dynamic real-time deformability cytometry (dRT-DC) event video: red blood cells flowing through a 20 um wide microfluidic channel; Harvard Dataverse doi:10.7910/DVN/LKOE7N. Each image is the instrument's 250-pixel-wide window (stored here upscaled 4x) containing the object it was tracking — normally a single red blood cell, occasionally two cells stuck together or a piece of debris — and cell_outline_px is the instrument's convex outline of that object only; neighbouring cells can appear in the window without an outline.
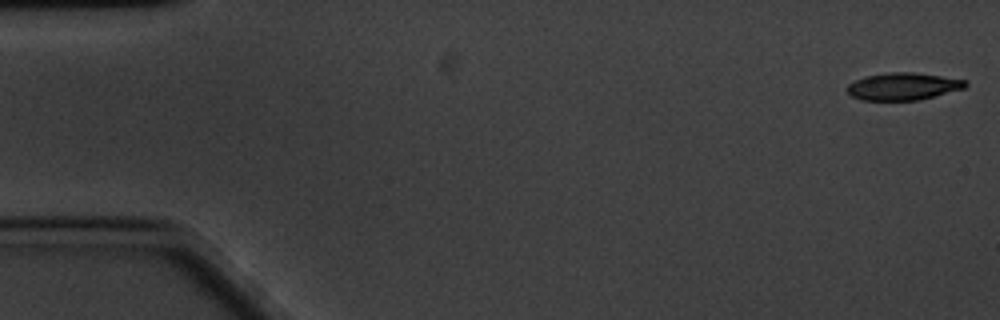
{"species": "common noctule bat (a hibernating species)", "species_latin": "Nyctalus noctula", "temperature_condition": "cold", "stored_images_in_passage": 60, "camera_frame_rate_fps": 3000, "um_per_image_px": 0.085, "animal": {"sex": "male", "body_mass_g": 20.1, "forearm_length_mm": 53.5}, "frame": {"image": 1, "passage_image": 1, "time_ms": 0.0, "image_size_px": [1000, 320], "cell_outline_px": [[968, 84], [964, 88], [916, 100], [860, 100], [852, 96], [844, 88], [848, 84], [864, 76], [888, 72], [912, 72], [940, 76], [964, 80]], "centroid_in_image_um": [76.68, 7.34], "position_along_channel_um": 8.3, "area_um2": 18.61}}
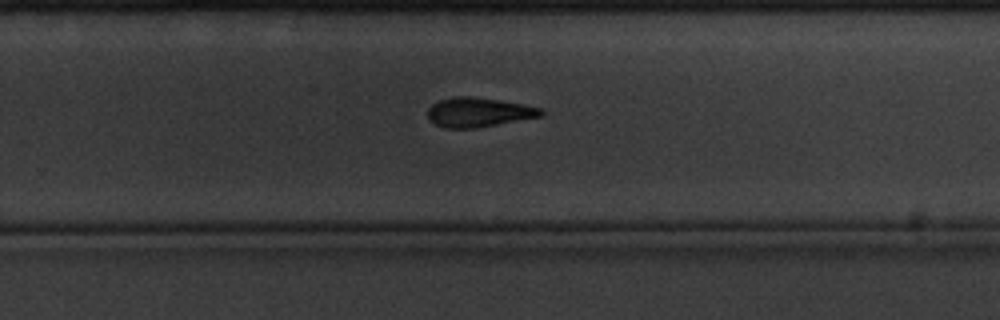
{"frame": {"image": 2, "passage_image": 38, "time_ms": 12.333, "image_size_px": [1000, 320], "cell_outline_px": [[544, 112], [540, 116], [496, 124], [472, 128], [444, 128], [428, 120], [428, 108], [432, 104], [440, 100], [452, 96], [468, 96], [524, 104], [540, 108]], "centroid_in_image_um": [40.61, 9.54], "position_along_channel_um": 289.2, "area_um2": 19.07}}
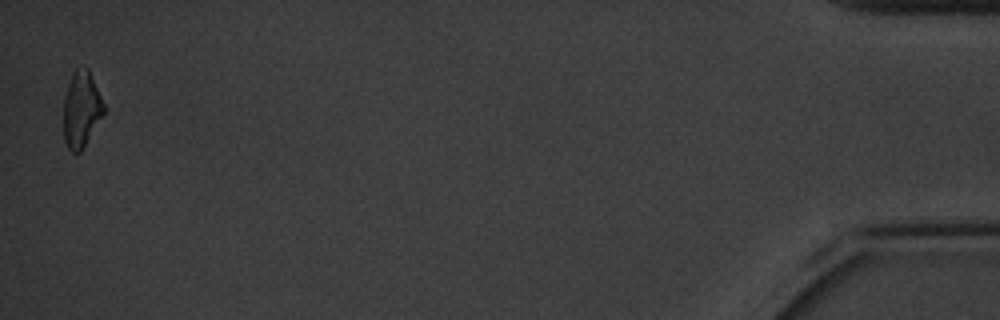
{"frame": {"image": 3, "passage_image": 59, "time_ms": 19.333, "image_size_px": [1000, 320], "cell_outline_px": [[104, 112], [80, 152], [72, 152], [68, 148], [64, 140], [64, 100], [68, 84], [72, 72], [76, 68], [84, 64], [88, 68], [104, 104]], "centroid_in_image_um": [6.9, 9.24], "position_along_channel_um": 428.3, "area_um2": 17.57}, "authors_computed_cell_mechanics": {"area_um2": 19.7387, "velocity_mm_per_s": 3.3068, "shape_relaxation_time_tau1_ms": 2.9874, "shape_relaxation_time_tau2_ms": null, "deformation_change_tau1": 0.121, "deformation_change_tau2": null}}